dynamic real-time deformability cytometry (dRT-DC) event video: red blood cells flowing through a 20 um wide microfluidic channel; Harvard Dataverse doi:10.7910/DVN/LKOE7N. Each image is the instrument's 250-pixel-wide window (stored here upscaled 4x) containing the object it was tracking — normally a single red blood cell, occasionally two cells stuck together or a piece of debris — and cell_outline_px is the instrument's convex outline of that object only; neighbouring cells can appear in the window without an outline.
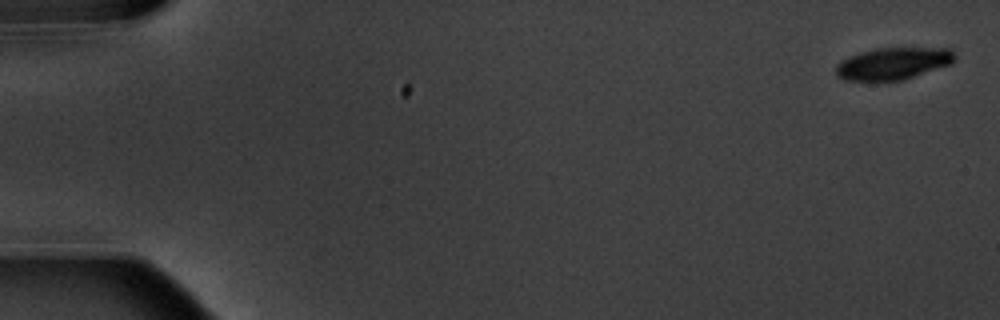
{"species": "common noctule bat (a hibernating species)", "species_latin": "Nyctalus noctula", "temperature_condition": "warm", "stored_images_in_passage": 6, "camera_frame_rate_fps": 3000, "um_per_image_px": 0.085, "animal": {"sex": "male", "body_mass_g": 20.1, "forearm_length_mm": 53.5}, "frame": {"image": 1, "passage_image": 1, "time_ms": 0.0, "image_size_px": [1000, 320], "cell_outline_px": [[956, 56], [952, 64], [904, 80], [872, 84], [844, 80], [836, 76], [836, 64], [840, 60], [848, 56], [860, 52], [880, 48], [952, 48]], "centroid_in_image_um": [75.87, 5.45], "position_along_channel_um": 9.1, "area_um2": 23.24}}
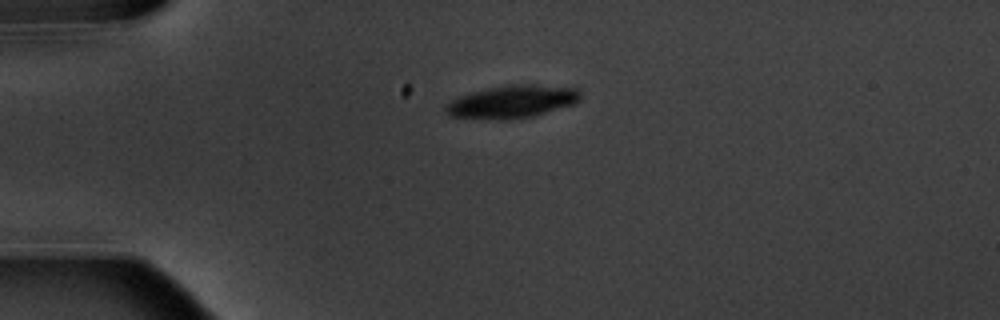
{"frame": {"image": 2, "passage_image": 4, "time_ms": 4.333, "image_size_px": [1000, 320], "cell_outline_px": [[580, 100], [572, 104], [532, 116], [504, 120], [500, 120], [452, 116], [444, 112], [444, 108], [452, 100], [460, 96], [472, 92], [488, 88], [508, 84], [532, 84], [576, 88], [580, 92]], "centroid_in_image_um": [43.52, 8.63], "position_along_channel_um": 41.5, "area_um2": 25.37}}